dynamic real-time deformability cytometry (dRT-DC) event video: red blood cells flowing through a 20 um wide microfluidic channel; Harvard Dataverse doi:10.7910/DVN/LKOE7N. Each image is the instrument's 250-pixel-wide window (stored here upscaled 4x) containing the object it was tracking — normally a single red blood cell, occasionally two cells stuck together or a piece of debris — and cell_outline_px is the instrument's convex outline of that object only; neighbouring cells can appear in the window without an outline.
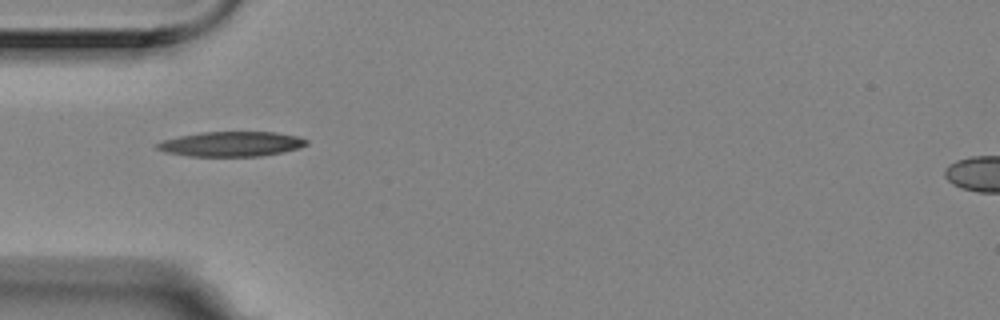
{"species": "Egyptian fruit bat (a non-hibernating species)", "species_latin": "Rousettus aegyptiacus", "temperature_condition": "room temperature", "stored_images_in_passage": 4, "camera_frame_rate_fps": 3000, "um_per_image_px": 0.085, "animal": {"sex": "female"}, "frame": {"image": 1, "passage_image": 2, "time_ms": 0.333, "image_size_px": [1000, 320], "cell_outline_px": [[308, 144], [284, 152], [260, 156], [188, 156], [164, 152], [156, 148], [156, 144], [164, 140], [180, 136], [200, 132], [276, 132], [296, 136], [308, 140]], "centroid_in_image_um": [19.65, 12.24], "position_along_channel_um": 65.3, "area_um2": 21.56}}
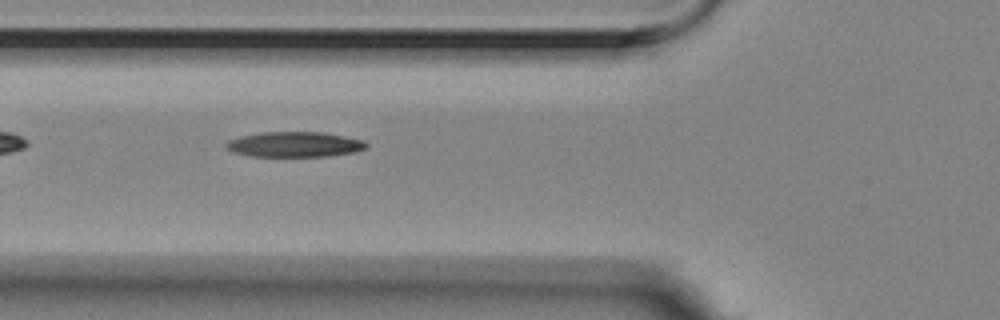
{"frame": {"image": 2, "passage_image": 3, "time_ms": 0.667, "image_size_px": [1000, 320], "cell_outline_px": [[368, 148], [356, 152], [328, 156], [248, 156], [232, 152], [224, 144], [228, 140], [240, 136], [260, 132], [324, 132], [364, 140], [368, 144]], "centroid_in_image_um": [25.05, 12.27], "position_along_channel_um": 100.7, "area_um2": 20.81}}
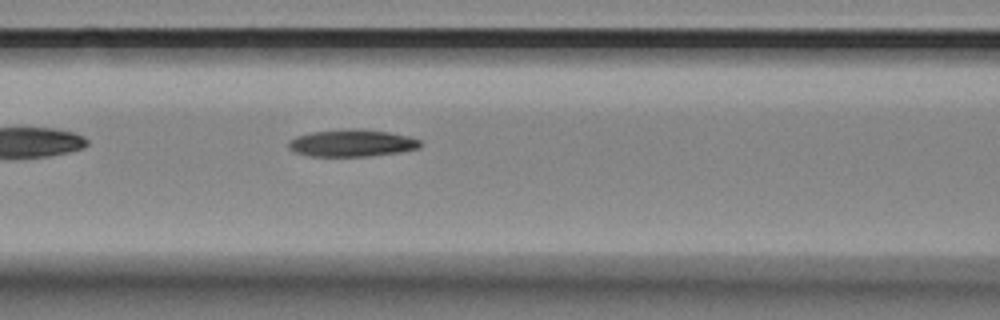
{"frame": {"image": 3, "passage_image": 4, "time_ms": 1.0, "image_size_px": [1000, 320], "cell_outline_px": [[424, 144], [420, 148], [400, 152], [368, 156], [308, 156], [296, 152], [288, 148], [288, 140], [296, 136], [308, 132], [348, 128], [356, 128], [388, 132], [408, 136], [420, 140]], "centroid_in_image_um": [29.9, 12.15], "position_along_channel_um": 136.7, "area_um2": 21.1}}